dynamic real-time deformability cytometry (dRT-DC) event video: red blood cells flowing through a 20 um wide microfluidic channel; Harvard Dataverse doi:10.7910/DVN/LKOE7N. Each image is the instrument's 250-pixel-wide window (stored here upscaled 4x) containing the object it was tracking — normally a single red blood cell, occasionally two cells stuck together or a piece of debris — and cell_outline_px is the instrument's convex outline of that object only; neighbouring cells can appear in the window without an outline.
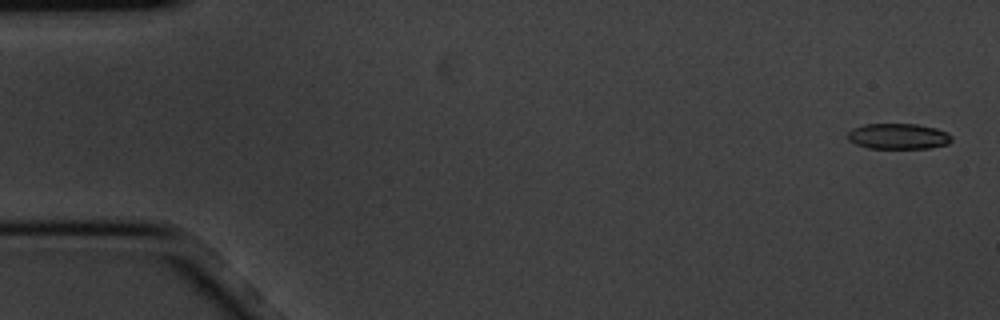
{"species": "common noctule bat (a hibernating species)", "species_latin": "Nyctalus noctula", "temperature_condition": "cold", "stored_images_in_passage": 6, "camera_frame_rate_fps": 3000, "um_per_image_px": 0.085, "animal": {"sex": "male", "body_mass_g": 20.1, "forearm_length_mm": 53.5}, "frame": {"image": 1, "passage_image": 1, "time_ms": 0.0, "image_size_px": [1000, 320], "cell_outline_px": [[952, 140], [948, 144], [928, 148], [868, 148], [856, 144], [848, 140], [848, 132], [852, 128], [864, 124], [916, 124], [936, 128], [948, 132], [952, 136]], "centroid_in_image_um": [76.36, 11.58], "position_along_channel_um": 8.6, "area_um2": 15.61}}
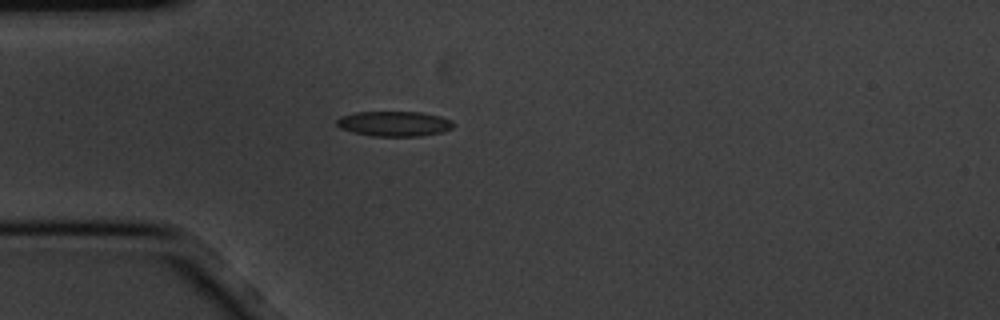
{"frame": {"image": 2, "passage_image": 5, "time_ms": 1.333, "image_size_px": [1000, 320], "cell_outline_px": [[452, 128], [444, 132], [420, 136], [372, 136], [352, 132], [340, 128], [336, 124], [336, 120], [340, 116], [356, 112], [420, 112], [440, 116], [452, 120]], "centroid_in_image_um": [33.49, 10.52], "position_along_channel_um": 51.5, "area_um2": 17.11}}